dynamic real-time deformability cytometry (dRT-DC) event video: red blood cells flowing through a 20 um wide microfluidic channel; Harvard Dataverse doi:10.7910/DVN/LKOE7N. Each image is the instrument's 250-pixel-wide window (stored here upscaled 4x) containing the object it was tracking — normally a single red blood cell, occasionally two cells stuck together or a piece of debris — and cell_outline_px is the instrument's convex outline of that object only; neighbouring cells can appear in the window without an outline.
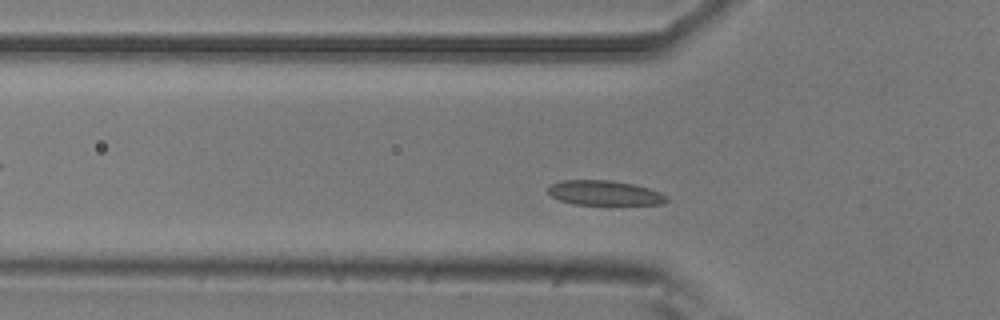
{"species": "common noctule bat (a hibernating species)", "species_latin": "Nyctalus noctula", "temperature_condition": "room temperature", "stored_images_in_passage": 32, "camera_frame_rate_fps": 3000, "um_per_image_px": 0.085, "animal": {"sex": "male", "body_mass_g": 20.5, "forearm_length_mm": 52.5}, "frame": {"image": 1, "passage_image": 2, "time_ms": 0.333, "image_size_px": [1000, 320], "cell_outline_px": [[668, 200], [664, 204], [620, 208], [572, 204], [560, 200], [552, 196], [548, 192], [548, 188], [552, 184], [560, 180], [608, 180], [636, 184], [660, 192], [668, 196]], "centroid_in_image_um": [51.49, 16.47], "position_along_channel_um": 74.3, "area_um2": 18.38}}
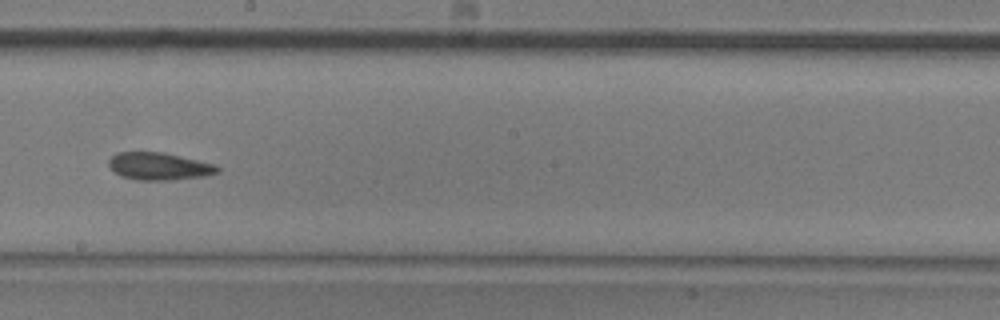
{"frame": {"image": 2, "passage_image": 15, "time_ms": 4.667, "image_size_px": [1000, 320], "cell_outline_px": [[220, 172], [204, 176], [176, 180], [136, 180], [120, 176], [108, 164], [108, 160], [116, 152], [164, 152], [216, 164], [220, 168]], "centroid_in_image_um": [13.55, 14.13], "position_along_channel_um": 234.7, "area_um2": 17.57}}
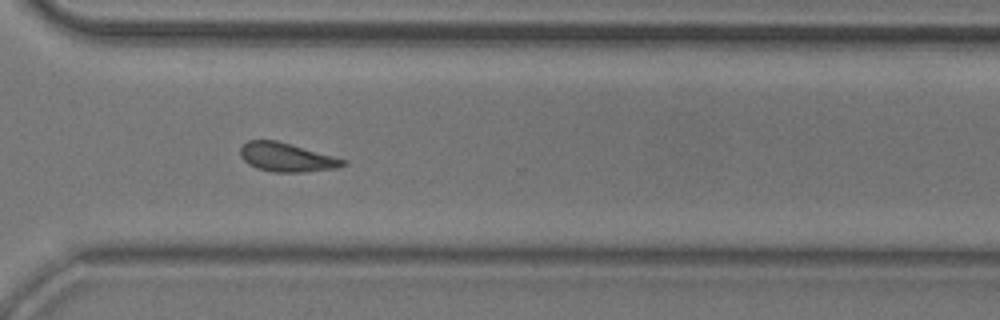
{"frame": {"image": 3, "passage_image": 24, "time_ms": 7.667, "image_size_px": [1000, 320], "cell_outline_px": [[348, 164], [336, 168], [304, 172], [272, 172], [256, 168], [248, 164], [240, 156], [240, 148], [248, 140], [276, 140], [348, 160]], "centroid_in_image_um": [24.37, 13.38], "position_along_channel_um": 346.2, "area_um2": 17.28}, "authors_computed_cell_mechanics": {"area_um2": 17.5134, "velocity_mm_per_s": 3.7021, "shape_relaxation_time_tau1_ms": null, "shape_relaxation_time_tau2_ms": 3.3951, "deformation_change_tau1": null, "deformation_change_tau2": 0.105}}